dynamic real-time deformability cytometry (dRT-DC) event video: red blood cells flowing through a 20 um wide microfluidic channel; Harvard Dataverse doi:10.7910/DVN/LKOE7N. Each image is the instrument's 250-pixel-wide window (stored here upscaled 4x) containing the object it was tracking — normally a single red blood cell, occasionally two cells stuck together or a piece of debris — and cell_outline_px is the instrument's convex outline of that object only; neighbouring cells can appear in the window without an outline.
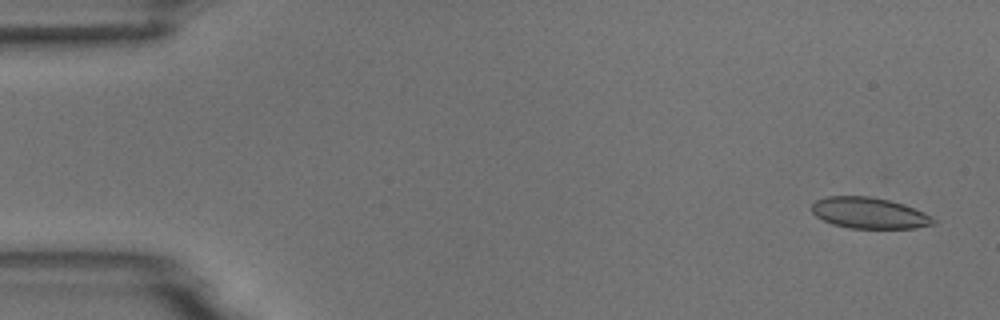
{"species": "common noctule bat (a hibernating species)", "species_latin": "Nyctalus noctula", "temperature_condition": "room temperature", "stored_images_in_passage": 4, "camera_frame_rate_fps": 3000, "um_per_image_px": 0.085, "animal": {"sex": "male", "body_mass_g": 18.8}, "frame": {"image": 1, "passage_image": 1, "time_ms": 0.0, "image_size_px": [1000, 320], "cell_outline_px": [[936, 224], [916, 228], [852, 228], [832, 224], [816, 216], [812, 212], [812, 204], [816, 200], [828, 196], [868, 196], [888, 200], [904, 204], [924, 212], [932, 216], [936, 220]], "centroid_in_image_um": [73.91, 18.11], "position_along_channel_um": 11.1, "area_um2": 22.02}}
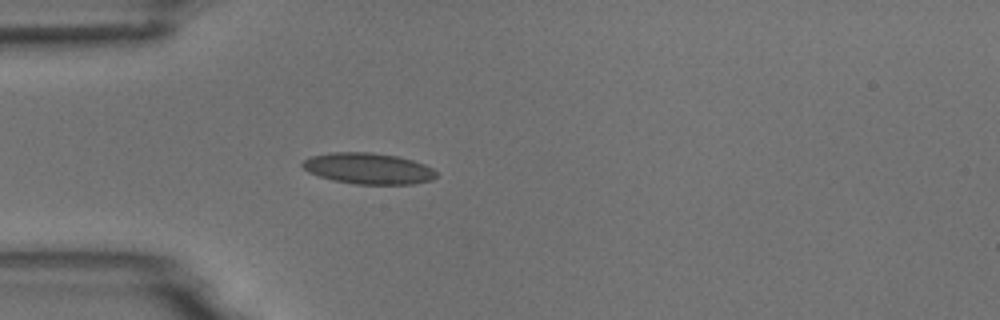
{"frame": {"image": 2, "passage_image": 4, "time_ms": 4.333, "image_size_px": [1000, 320], "cell_outline_px": [[436, 176], [432, 180], [412, 184], [356, 184], [332, 180], [308, 172], [300, 164], [308, 156], [332, 152], [372, 152], [400, 156], [424, 164], [432, 168], [436, 172]], "centroid_in_image_um": [31.29, 14.31], "position_along_channel_um": 53.7, "area_um2": 24.39}}